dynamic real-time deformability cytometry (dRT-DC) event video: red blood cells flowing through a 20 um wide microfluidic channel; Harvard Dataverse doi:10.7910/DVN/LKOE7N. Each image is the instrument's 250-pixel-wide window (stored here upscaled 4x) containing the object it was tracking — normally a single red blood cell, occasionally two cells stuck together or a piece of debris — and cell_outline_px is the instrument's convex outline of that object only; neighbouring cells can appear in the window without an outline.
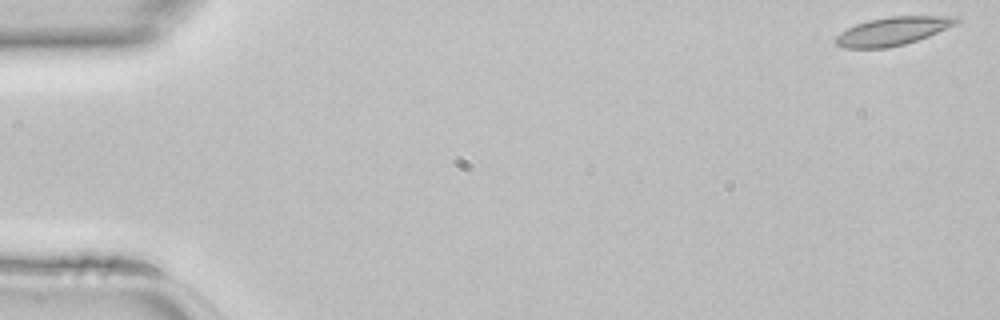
{"species": "common noctule bat (a hibernating species)", "species_latin": "Nyctalus noctula", "temperature_condition": "room temperature", "stored_images_in_passage": 45, "camera_frame_rate_fps": 3000, "um_per_image_px": 0.085, "animal": {"sex": "female", "body_mass_g": 22.7, "forearm_length_mm": 54.2}, "frame": {"image": 1, "passage_image": 1, "time_ms": 0.0, "image_size_px": [1000, 320], "cell_outline_px": [[960, 20], [956, 24], [928, 36], [904, 44], [888, 48], [844, 48], [836, 44], [832, 40], [840, 32], [856, 24], [868, 20], [888, 16], [960, 16]], "centroid_in_image_um": [75.85, 2.64], "position_along_channel_um": 9.1, "area_um2": 19.94}}
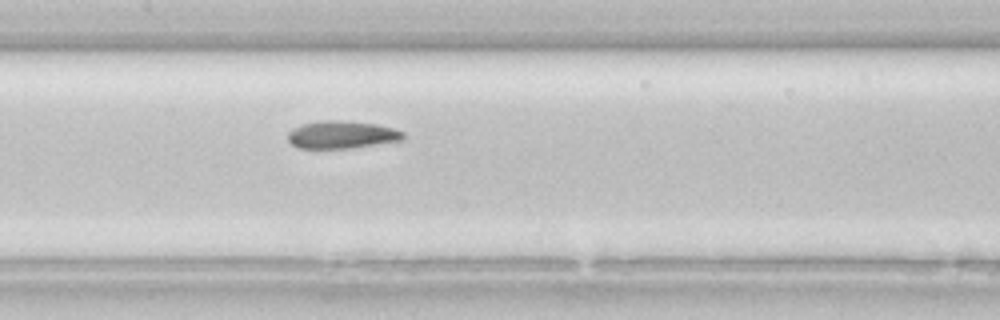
{"frame": {"image": 2, "passage_image": 22, "time_ms": 7.0, "image_size_px": [1000, 320], "cell_outline_px": [[404, 136], [400, 140], [352, 148], [296, 148], [288, 140], [288, 132], [292, 128], [304, 124], [324, 120], [340, 120], [376, 124], [392, 128], [404, 132]], "centroid_in_image_um": [29.01, 11.45], "position_along_channel_um": 178.4, "area_um2": 18.38}}
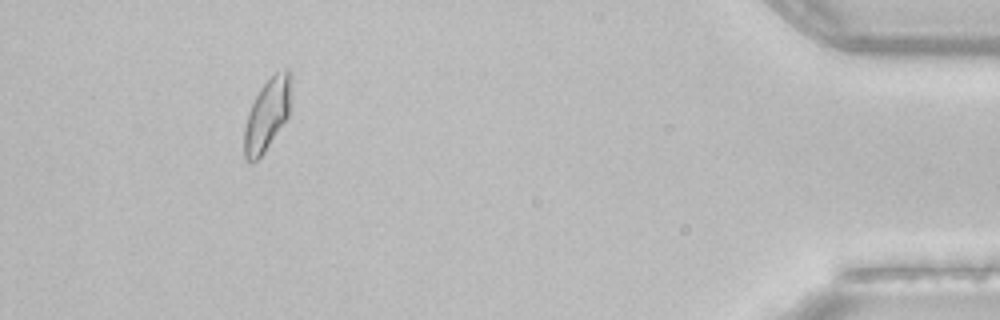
{"frame": {"image": 3, "passage_image": 42, "time_ms": 13.667, "image_size_px": [1000, 320], "cell_outline_px": [[292, 76], [288, 116], [264, 152], [256, 160], [244, 160], [244, 128], [248, 112], [260, 88], [276, 72], [288, 68], [292, 72]], "centroid_in_image_um": [22.71, 9.7], "position_along_channel_um": 412.5, "area_um2": 19.42}}